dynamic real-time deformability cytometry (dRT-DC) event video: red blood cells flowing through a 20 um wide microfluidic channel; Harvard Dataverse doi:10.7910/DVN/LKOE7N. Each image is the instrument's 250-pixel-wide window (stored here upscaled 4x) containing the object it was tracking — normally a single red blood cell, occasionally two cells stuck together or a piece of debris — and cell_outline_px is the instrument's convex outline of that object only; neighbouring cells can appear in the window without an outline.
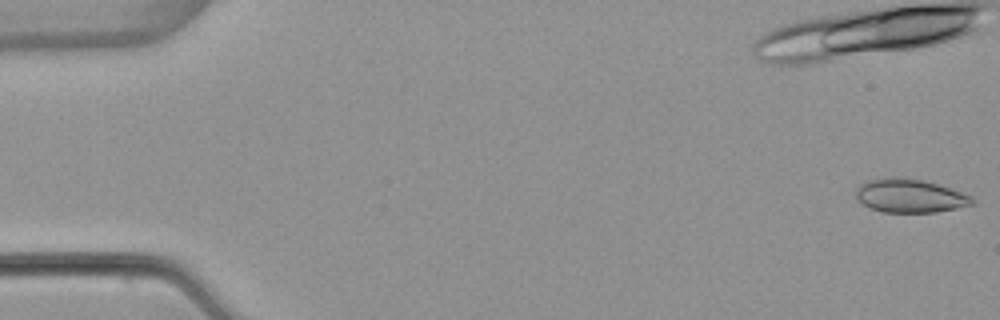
{"species": "common noctule bat (a hibernating species)", "species_latin": "Nyctalus noctula", "temperature_condition": "warm", "stored_images_in_passage": 38, "camera_frame_rate_fps": 3000, "um_per_image_px": 0.085, "animal": {"sex": "female", "body_mass_g": 22.7, "forearm_length_mm": 54.2}, "frame": {"image": 1, "passage_image": 1, "time_ms": 0.0, "image_size_px": [1000, 320], "cell_outline_px": [[976, 204], [936, 212], [884, 212], [868, 208], [856, 200], [856, 188], [860, 184], [868, 180], [892, 176], [924, 180], [972, 196], [976, 200]], "centroid_in_image_um": [77.31, 16.65], "position_along_channel_um": 7.7, "area_um2": 22.89}}